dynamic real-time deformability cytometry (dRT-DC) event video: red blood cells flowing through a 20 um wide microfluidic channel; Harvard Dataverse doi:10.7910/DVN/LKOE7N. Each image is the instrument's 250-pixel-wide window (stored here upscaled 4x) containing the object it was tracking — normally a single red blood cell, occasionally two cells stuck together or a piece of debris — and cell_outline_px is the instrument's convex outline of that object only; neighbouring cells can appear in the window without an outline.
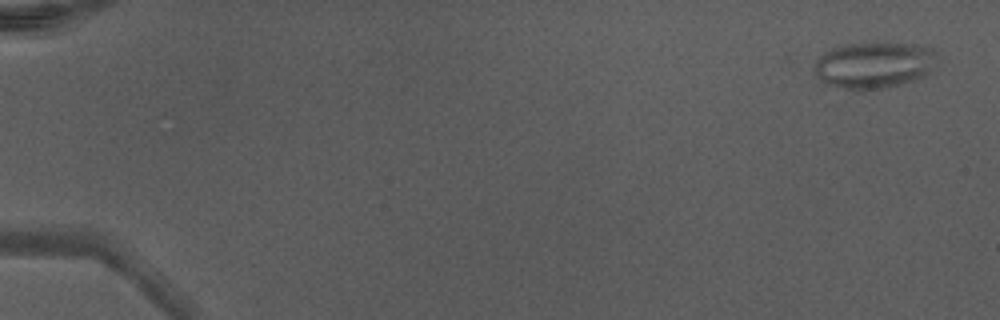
{"species": "Egyptian fruit bat (a non-hibernating species)", "species_latin": "Rousettus aegyptiacus", "temperature_condition": "warm", "stored_images_in_passage": 50, "segment_of_instrument_passage": [1, 2], "camera_frame_rate_fps": 3000, "um_per_image_px": 0.085, "animal": {"sex": "male"}, "frame": {"image": 1, "passage_image": 3, "time_ms": 0.667, "image_size_px": [1000, 320], "cell_outline_px": [[936, 52], [928, 76], [888, 88], [864, 92], [844, 88], [828, 84], [820, 80], [816, 76], [812, 68], [816, 60], [824, 52], [840, 44], [872, 40], [888, 40], [912, 44], [932, 48]], "centroid_in_image_um": [74.26, 5.5], "position_along_channel_um": 10.7, "area_um2": 34.68}}